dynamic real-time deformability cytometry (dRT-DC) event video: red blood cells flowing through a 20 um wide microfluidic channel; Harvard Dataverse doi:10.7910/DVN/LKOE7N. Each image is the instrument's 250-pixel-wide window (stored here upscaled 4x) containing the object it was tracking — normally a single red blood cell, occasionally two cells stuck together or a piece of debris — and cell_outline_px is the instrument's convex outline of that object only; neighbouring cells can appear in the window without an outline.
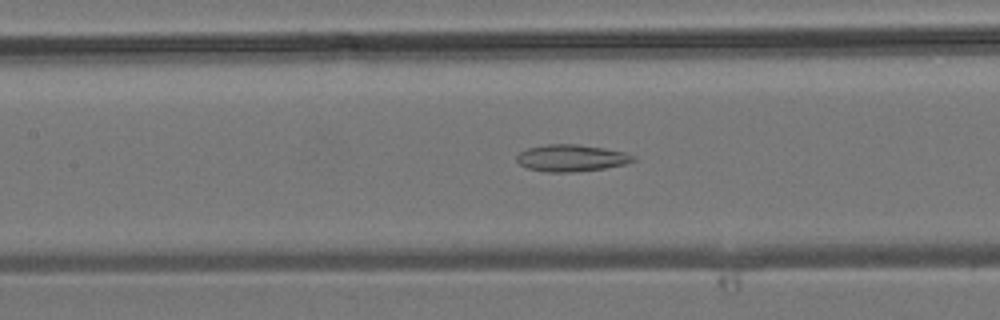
{"species": "common noctule bat (a hibernating species)", "species_latin": "Nyctalus noctula", "temperature_condition": "room temperature", "stored_images_in_passage": 44, "camera_frame_rate_fps": 3000, "um_per_image_px": 0.085, "animal": {"sex": "male", "body_mass_g": 19.2, "forearm_length_mm": 51.8}, "frame": {"image": 1, "passage_image": 20, "time_ms": 6.333, "image_size_px": [1000, 320], "cell_outline_px": [[636, 160], [624, 164], [604, 168], [576, 172], [544, 172], [528, 168], [520, 164], [516, 160], [516, 156], [520, 152], [528, 148], [548, 144], [576, 144], [604, 148], [624, 152], [636, 156]], "centroid_in_image_um": [48.56, 13.43], "position_along_channel_um": 158.8, "area_um2": 18.21}}
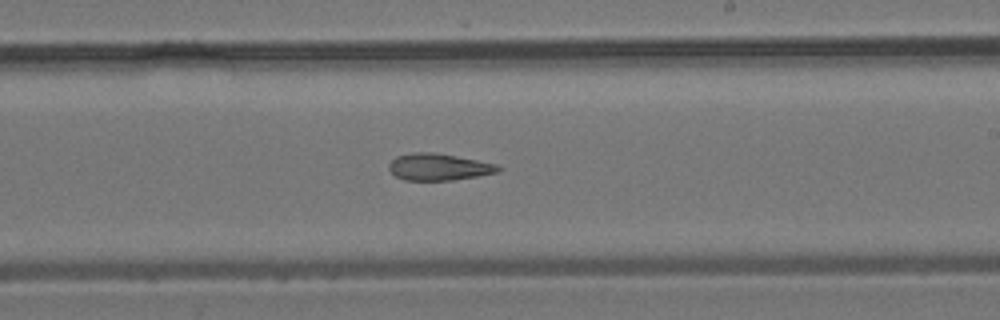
{"frame": {"image": 2, "passage_image": 26, "time_ms": 8.333, "image_size_px": [1000, 320], "cell_outline_px": [[504, 168], [500, 172], [452, 180], [404, 180], [396, 176], [388, 168], [388, 164], [396, 156], [412, 152], [432, 152], [456, 156], [496, 164]], "centroid_in_image_um": [37.29, 14.19], "position_along_channel_um": 251.7, "area_um2": 17.05}}
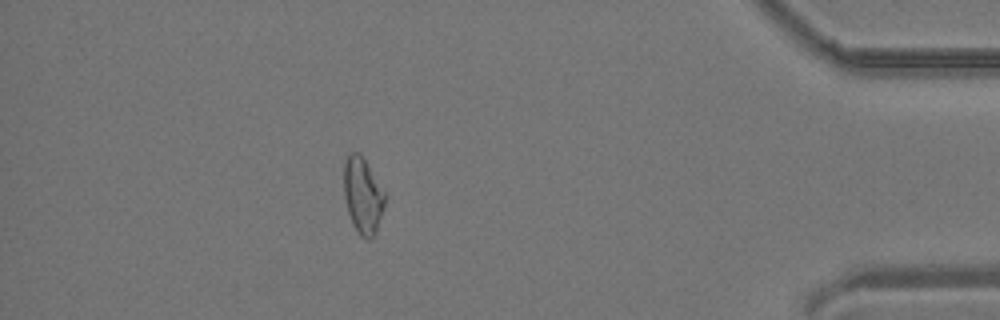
{"frame": {"image": 3, "passage_image": 39, "time_ms": 12.667, "image_size_px": [1000, 320], "cell_outline_px": [[384, 204], [376, 232], [368, 240], [360, 236], [352, 224], [348, 212], [344, 196], [344, 160], [348, 152], [360, 152], [384, 192]], "centroid_in_image_um": [30.8, 16.6], "position_along_channel_um": 404.4, "area_um2": 17.98}}